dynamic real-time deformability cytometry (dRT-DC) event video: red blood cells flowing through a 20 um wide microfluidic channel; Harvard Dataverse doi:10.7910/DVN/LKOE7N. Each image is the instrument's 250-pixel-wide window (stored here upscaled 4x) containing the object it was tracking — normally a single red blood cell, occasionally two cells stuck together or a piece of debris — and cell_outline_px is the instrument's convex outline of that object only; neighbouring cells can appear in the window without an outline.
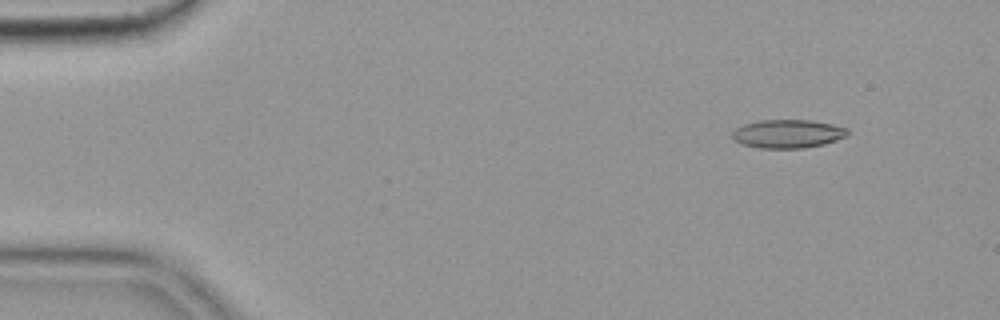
{"species": "common noctule bat (a hibernating species)", "species_latin": "Nyctalus noctula", "temperature_condition": "cold", "stored_images_in_passage": 55, "camera_frame_rate_fps": 3000, "um_per_image_px": 0.085, "animal": {"sex": "female", "body_mass_g": 19.9}, "frame": {"image": 1, "passage_image": 6, "time_ms": 1.667, "image_size_px": [1000, 320], "cell_outline_px": [[848, 136], [824, 144], [804, 148], [760, 148], [744, 144], [736, 140], [732, 136], [732, 132], [736, 128], [744, 124], [760, 120], [812, 120], [832, 124], [848, 128]], "centroid_in_image_um": [67.0, 11.36], "position_along_channel_um": 18.0, "area_um2": 19.07}}
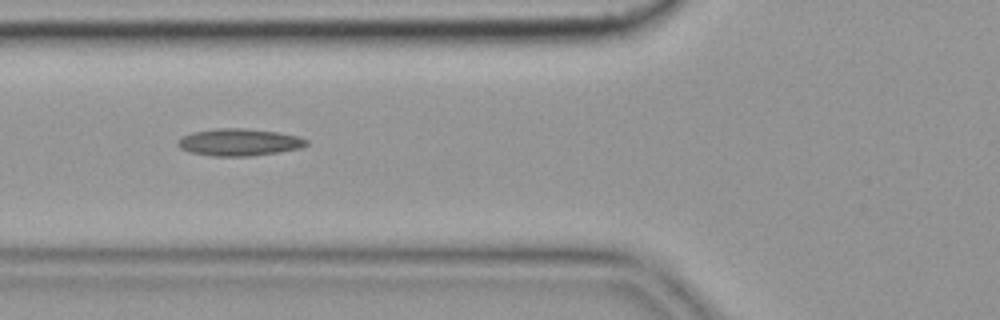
{"frame": {"image": 2, "passage_image": 21, "time_ms": 6.667, "image_size_px": [1000, 320], "cell_outline_px": [[308, 144], [300, 148], [280, 152], [252, 156], [212, 156], [188, 152], [180, 148], [176, 144], [176, 140], [192, 132], [216, 128], [244, 128], [276, 132], [296, 136], [308, 140]], "centroid_in_image_um": [20.29, 12.09], "position_along_channel_um": 105.5, "area_um2": 20.4}}
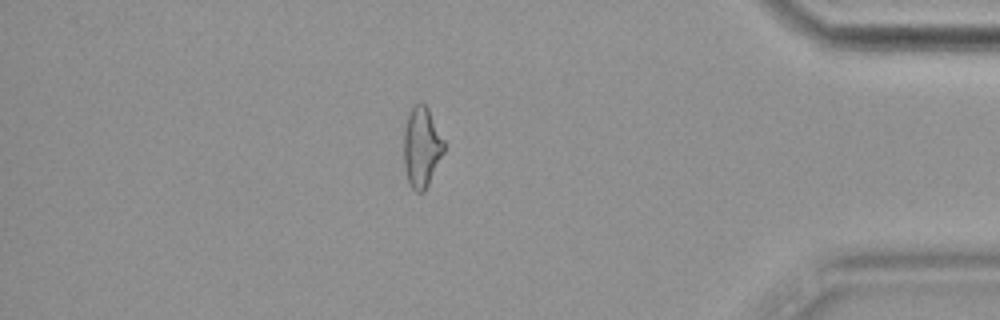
{"frame": {"image": 3, "passage_image": 48, "time_ms": 15.667, "image_size_px": [1000, 320], "cell_outline_px": [[444, 152], [424, 192], [416, 192], [412, 188], [408, 180], [404, 168], [404, 128], [412, 104], [420, 100], [428, 108], [444, 140]], "centroid_in_image_um": [35.83, 12.47], "position_along_channel_um": 399.4, "area_um2": 18.84}, "authors_computed_cell_mechanics": {"area_um2": 19.2474, "velocity_mm_per_s": 3.6483, "shape_relaxation_time_tau1_ms": null, "shape_relaxation_time_tau2_ms": 10.4523, "deformation_change_tau1": null, "deformation_change_tau2": 0.2446}}